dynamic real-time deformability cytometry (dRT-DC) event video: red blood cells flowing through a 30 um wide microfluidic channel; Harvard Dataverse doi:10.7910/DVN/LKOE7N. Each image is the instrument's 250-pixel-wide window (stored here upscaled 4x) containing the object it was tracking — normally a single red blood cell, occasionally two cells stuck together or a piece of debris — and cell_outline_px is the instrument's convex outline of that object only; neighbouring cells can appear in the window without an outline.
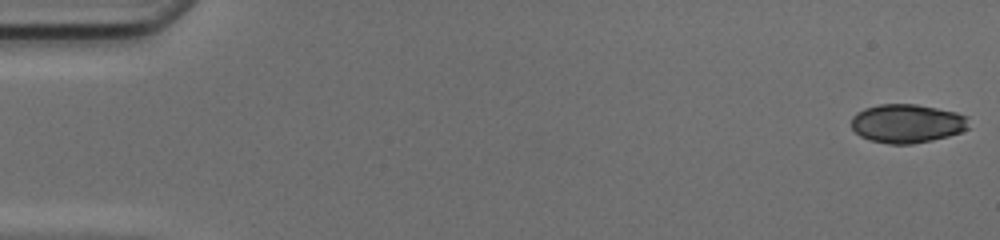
{"species": "common noctule bat (a hibernating species)", "species_latin": "Nyctalus noctula", "temperature_condition": "cold", "stored_images_in_passage": 49, "camera_frame_rate_fps": 3000, "um_per_image_px": 0.085, "animal": {"sex": "female", "body_mass_g": 17.0, "forearm_length_mm": 48.0}, "frame": {"image": 1, "passage_image": 1, "time_ms": 0.0, "image_size_px": [1000, 240], "cell_outline_px": [[968, 128], [960, 132], [948, 136], [932, 140], [912, 144], [888, 144], [872, 140], [860, 136], [852, 128], [852, 116], [856, 112], [864, 108], [880, 104], [916, 104], [956, 112], [968, 116]], "centroid_in_image_um": [77.09, 10.49], "position_along_channel_um": 7.9, "area_um2": 26.53}}
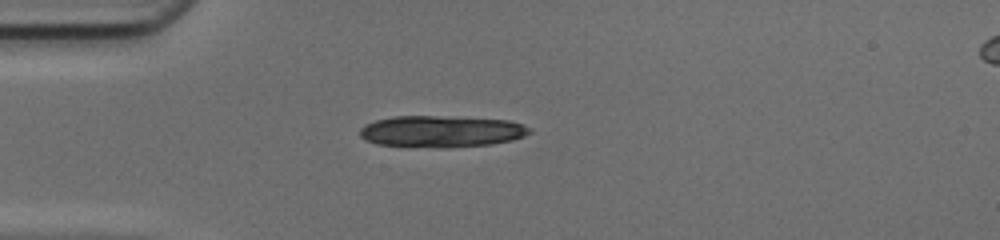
{"frame": {"image": 2, "passage_image": 14, "time_ms": 4.333, "image_size_px": [1000, 240], "cell_outline_px": [[532, 132], [524, 136], [512, 140], [492, 144], [448, 148], [436, 148], [376, 144], [364, 140], [360, 136], [360, 128], [364, 124], [376, 120], [392, 116], [436, 116], [508, 120], [524, 124], [532, 128]], "centroid_in_image_um": [37.51, 11.18], "position_along_channel_um": 47.5, "area_um2": 31.56}}
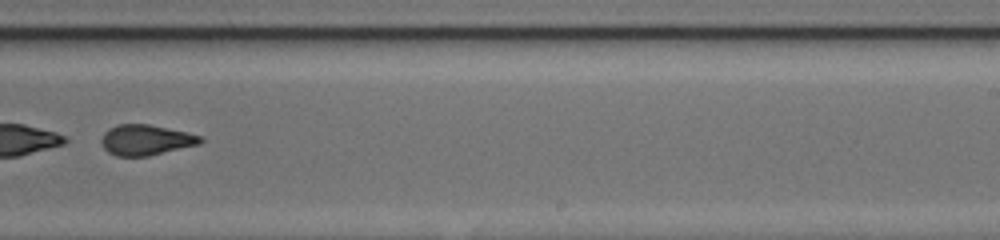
{"frame": {"image": 3, "passage_image": 32, "time_ms": 10.333, "image_size_px": [1000, 240], "cell_outline_px": [[204, 140], [200, 144], [148, 156], [116, 156], [108, 152], [104, 148], [100, 140], [104, 132], [108, 128], [120, 124], [148, 124], [188, 132], [204, 136]], "centroid_in_image_um": [12.42, 11.89], "position_along_channel_um": 276.6, "area_um2": 17.74}, "authors_computed_cell_mechanics": {"area_um2": 26.588, "velocity_mm_per_s": 4.2112, "shape_relaxation_time_tau1_ms": null, "shape_relaxation_time_tau2_ms": 1.3837, "deformation_change_tau1": null, "deformation_change_tau2": 0.0689}}